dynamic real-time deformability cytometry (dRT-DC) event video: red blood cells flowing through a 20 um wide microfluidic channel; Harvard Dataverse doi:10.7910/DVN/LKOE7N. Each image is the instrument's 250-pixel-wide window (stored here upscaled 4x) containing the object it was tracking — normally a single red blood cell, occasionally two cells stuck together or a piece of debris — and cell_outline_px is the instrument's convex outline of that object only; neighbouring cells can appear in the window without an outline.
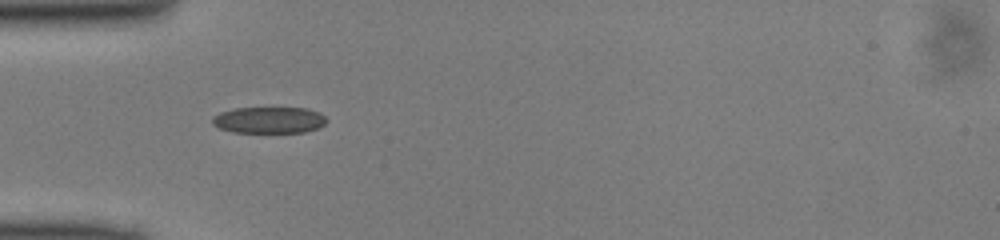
{"species": "common noctule bat (a hibernating species)", "species_latin": "Nyctalus noctula", "temperature_condition": "cold", "stored_images_in_passage": 28, "camera_frame_rate_fps": 3000, "um_per_image_px": 0.085, "animal": {"sex": "male", "body_mass_g": 13.0, "forearm_length_mm": 53.1}, "frame": {"image": 1, "passage_image": 1, "time_ms": 0.0, "image_size_px": [1000, 240], "cell_outline_px": [[328, 120], [320, 128], [304, 132], [232, 132], [220, 128], [212, 124], [212, 116], [220, 112], [236, 108], [308, 108], [320, 112]], "centroid_in_image_um": [22.89, 10.2], "position_along_channel_um": 62.1, "area_um2": 17.69}}
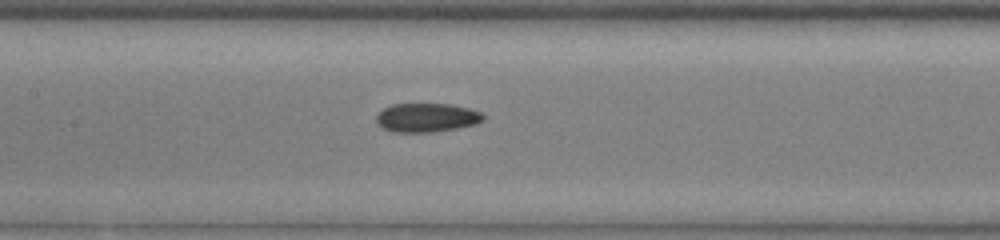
{"frame": {"image": 2, "passage_image": 9, "time_ms": 2.667, "image_size_px": [1000, 240], "cell_outline_px": [[484, 116], [476, 124], [456, 128], [432, 132], [392, 132], [384, 128], [376, 120], [376, 116], [384, 108], [392, 104], [448, 104], [468, 108], [480, 112]], "centroid_in_image_um": [36.24, 9.99], "position_along_channel_um": 171.2, "area_um2": 17.69}}
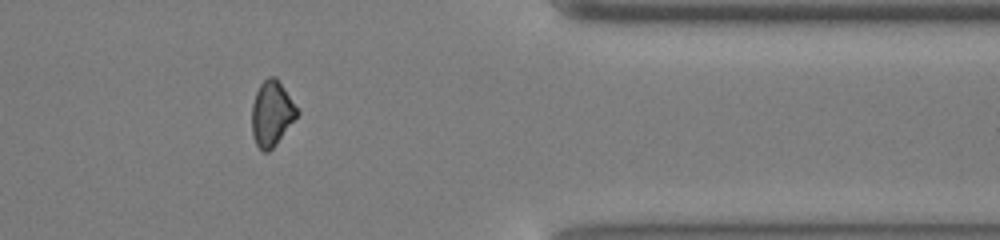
{"frame": {"image": 3, "passage_image": 26, "time_ms": 8.333, "image_size_px": [1000, 240], "cell_outline_px": [[300, 112], [276, 144], [268, 152], [264, 152], [256, 144], [252, 136], [252, 104], [256, 92], [260, 84], [268, 76], [276, 76]], "centroid_in_image_um": [23.09, 9.64], "position_along_channel_um": 388.3, "area_um2": 17.05}}